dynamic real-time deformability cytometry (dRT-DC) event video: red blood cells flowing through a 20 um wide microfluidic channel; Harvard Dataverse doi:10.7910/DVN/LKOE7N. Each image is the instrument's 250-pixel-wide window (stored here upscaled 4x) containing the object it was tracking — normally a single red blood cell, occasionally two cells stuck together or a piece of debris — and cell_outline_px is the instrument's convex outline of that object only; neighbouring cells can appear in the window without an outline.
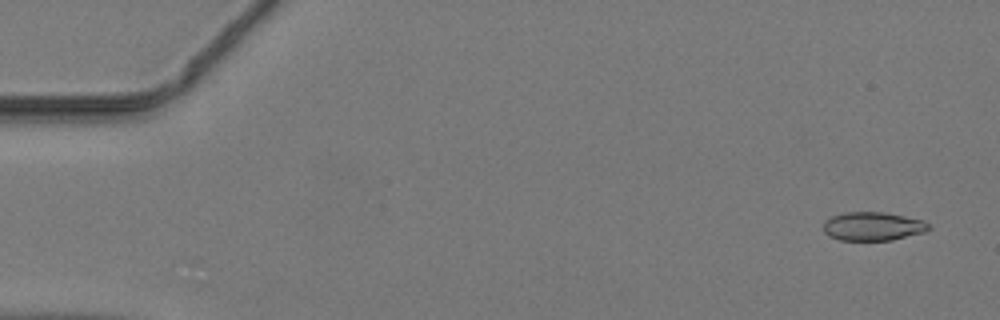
{"species": "common noctule bat (a hibernating species)", "species_latin": "Nyctalus noctula", "temperature_condition": "warm", "stored_images_in_passage": 48, "camera_frame_rate_fps": 3000, "um_per_image_px": 0.085, "animal": {"sex": "male", "body_mass_g": 19.2, "forearm_length_mm": 51.8}, "frame": {"image": 1, "passage_image": 3, "time_ms": 0.667, "image_size_px": [1000, 320], "cell_outline_px": [[928, 228], [924, 232], [892, 240], [840, 240], [828, 236], [824, 232], [824, 220], [832, 216], [844, 212], [884, 212], [924, 220], [928, 224]], "centroid_in_image_um": [74.15, 19.23], "position_along_channel_um": 10.8, "area_um2": 17.51}}
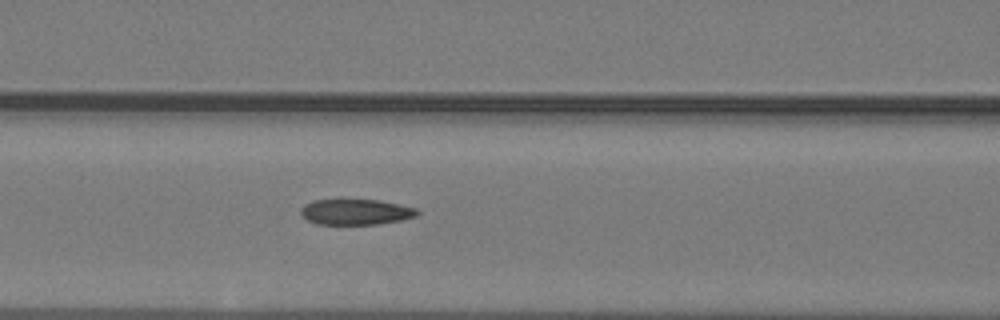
{"frame": {"image": 2, "passage_image": 21, "time_ms": 6.667, "image_size_px": [1000, 320], "cell_outline_px": [[420, 212], [416, 216], [400, 220], [376, 224], [316, 224], [308, 220], [300, 212], [300, 208], [304, 204], [312, 200], [380, 200], [400, 204], [416, 208]], "centroid_in_image_um": [30.24, 18.01], "position_along_channel_um": 136.4, "area_um2": 17.34}}
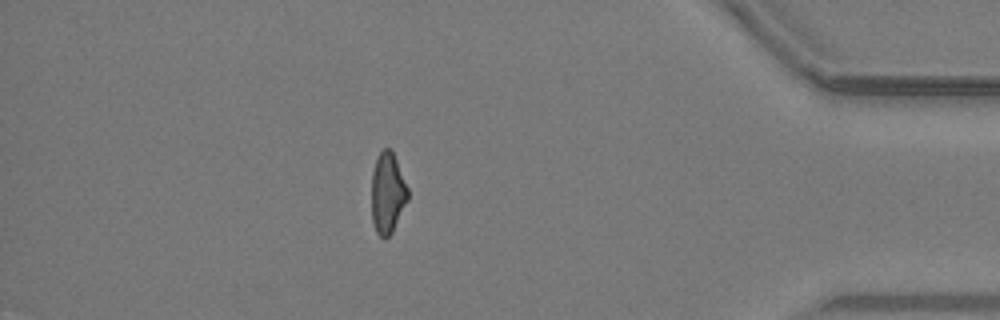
{"frame": {"image": 3, "passage_image": 42, "time_ms": 13.667, "image_size_px": [1000, 320], "cell_outline_px": [[408, 200], [392, 232], [384, 240], [376, 232], [372, 220], [372, 172], [376, 160], [380, 152], [384, 148], [392, 148], [408, 188]], "centroid_in_image_um": [32.95, 16.4], "position_along_channel_um": 402.3, "area_um2": 17.17}}